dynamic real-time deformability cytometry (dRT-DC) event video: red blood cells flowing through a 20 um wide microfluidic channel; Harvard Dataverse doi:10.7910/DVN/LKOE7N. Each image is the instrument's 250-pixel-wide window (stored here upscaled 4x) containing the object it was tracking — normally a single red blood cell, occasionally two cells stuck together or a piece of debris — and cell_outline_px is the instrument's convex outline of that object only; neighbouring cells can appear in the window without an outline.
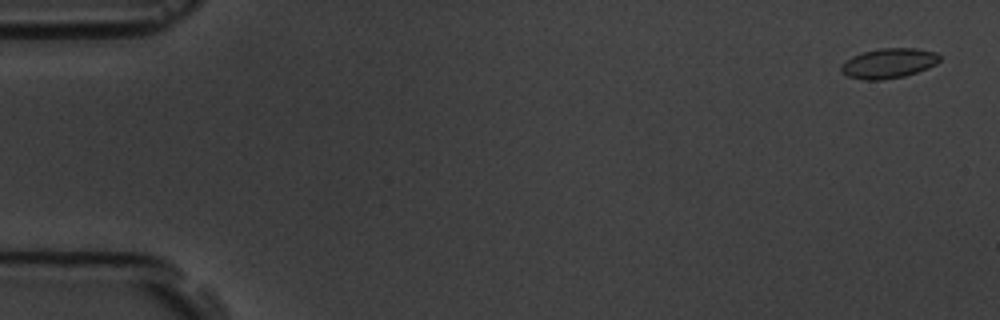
{"species": "common noctule bat (a hibernating species)", "species_latin": "Nyctalus noctula", "temperature_condition": "room temperature", "stored_images_in_passage": 15, "camera_frame_rate_fps": 3000, "um_per_image_px": 0.085, "animal": {"sex": "male", "body_mass_g": 19.5, "forearm_length_mm": 54.6}, "frame": {"image": 1, "passage_image": 1, "time_ms": 0.0, "image_size_px": [1000, 320], "cell_outline_px": [[940, 60], [936, 64], [928, 68], [904, 76], [880, 80], [864, 80], [848, 76], [840, 72], [840, 64], [852, 56], [864, 52], [880, 48], [916, 48], [936, 52], [940, 56]], "centroid_in_image_um": [75.52, 5.37], "position_along_channel_um": 9.5, "area_um2": 17.22}}
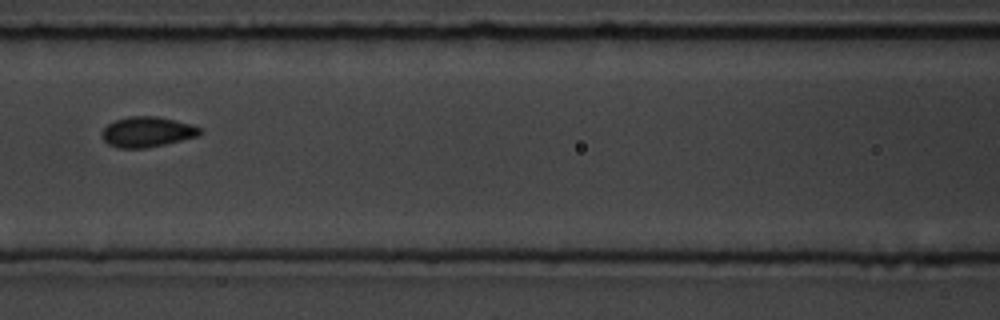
{"frame": {"image": 2, "passage_image": 7, "time_ms": 8.0, "image_size_px": [1000, 320], "cell_outline_px": [[204, 132], [200, 136], [148, 148], [116, 148], [108, 144], [104, 140], [100, 132], [108, 124], [116, 120], [128, 116], [156, 116], [176, 120], [192, 124], [200, 128]], "centroid_in_image_um": [12.53, 11.21], "position_along_channel_um": 154.1, "area_um2": 17.57}}
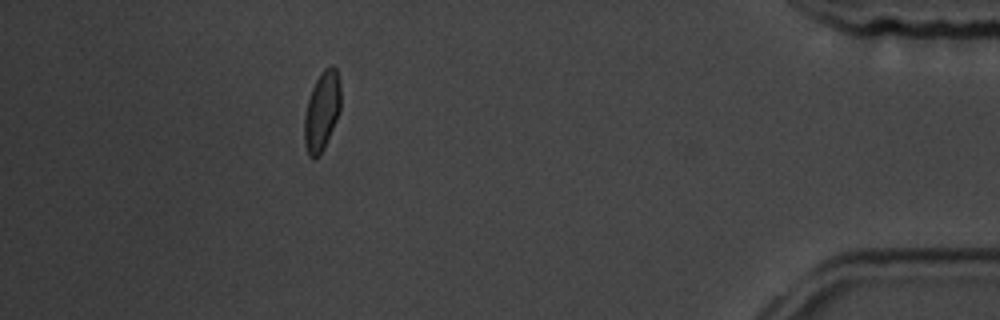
{"frame": {"image": 3, "passage_image": 14, "time_ms": 16.667, "image_size_px": [1000, 320], "cell_outline_px": [[340, 112], [324, 148], [320, 156], [312, 160], [308, 156], [304, 144], [304, 116], [308, 100], [312, 88], [316, 80], [324, 68], [332, 64], [336, 68], [340, 80]], "centroid_in_image_um": [27.36, 9.47], "position_along_channel_um": 407.8, "area_um2": 17.05}, "authors_computed_cell_mechanics": {"area_um2": 17.2244, "velocity_mm_per_s": 3.5474, "shape_relaxation_time_tau1_ms": 11.3193, "shape_relaxation_time_tau2_ms": null, "deformation_change_tau1": 0.1022, "deformation_change_tau2": null}}